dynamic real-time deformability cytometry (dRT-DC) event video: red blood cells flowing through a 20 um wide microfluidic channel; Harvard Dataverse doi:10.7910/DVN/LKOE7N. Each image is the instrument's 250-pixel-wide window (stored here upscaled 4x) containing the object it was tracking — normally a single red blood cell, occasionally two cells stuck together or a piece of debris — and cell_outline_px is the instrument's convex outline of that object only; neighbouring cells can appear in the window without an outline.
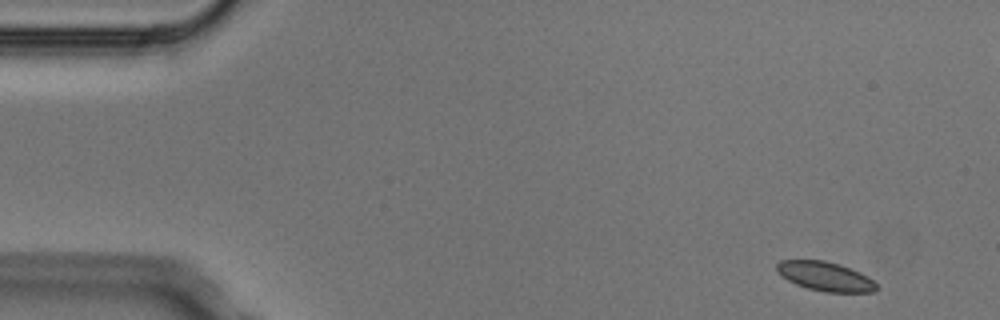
{"species": "Egyptian fruit bat (a non-hibernating species)", "species_latin": "Rousettus aegyptiacus", "temperature_condition": "cold", "stored_images_in_passage": 5, "camera_frame_rate_fps": 3000, "um_per_image_px": 0.085, "animal": {"sex": "male"}, "frame": {"image": 1, "passage_image": 1, "time_ms": 0.0, "image_size_px": [1000, 320], "cell_outline_px": [[880, 288], [872, 292], [824, 292], [808, 288], [796, 284], [780, 276], [776, 272], [776, 264], [780, 260], [824, 260], [840, 264], [860, 272], [868, 276]], "centroid_in_image_um": [70.13, 23.48], "position_along_channel_um": 14.9, "area_um2": 17.11}}